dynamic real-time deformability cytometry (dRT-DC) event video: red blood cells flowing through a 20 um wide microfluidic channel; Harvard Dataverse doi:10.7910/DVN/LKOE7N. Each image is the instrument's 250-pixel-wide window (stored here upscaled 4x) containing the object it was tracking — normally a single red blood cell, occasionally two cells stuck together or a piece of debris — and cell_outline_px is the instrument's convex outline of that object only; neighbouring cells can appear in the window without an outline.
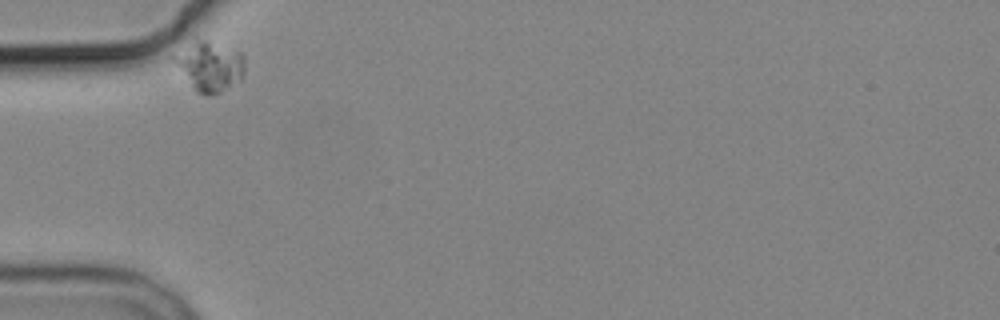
{"species": "common noctule bat (a hibernating species)", "species_latin": "Nyctalus noctula", "temperature_condition": "cold", "stored_images_in_passage": 2, "camera_frame_rate_fps": 3000, "um_per_image_px": 0.085, "animal": {"sex": "male", "body_mass_g": 19.2, "forearm_length_mm": 51.8}, "frame": {"image": 1, "passage_image": 1, "time_ms": 0.0, "image_size_px": [1000, 320], "cell_outline_px": [[244, 76], [240, 80], [220, 92], [204, 96], [196, 92], [192, 88], [172, 60], [172, 56], [196, 40], [204, 40], [240, 52], [244, 56]], "centroid_in_image_um": [17.82, 5.66], "position_along_channel_um": 67.2, "area_um2": 20.11}}
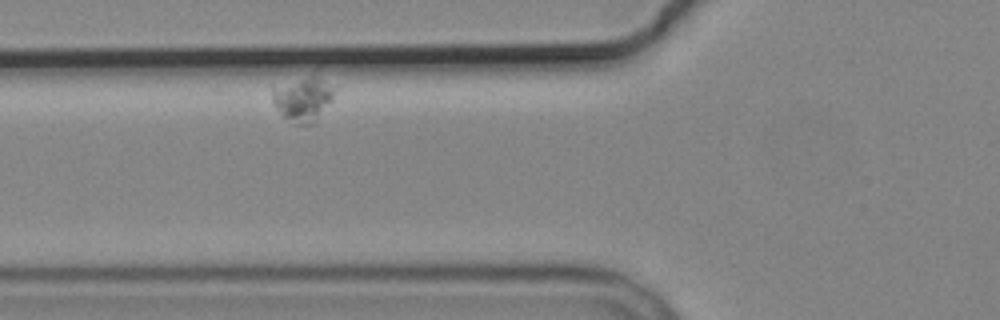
{"frame": {"image": 2, "passage_image": 2, "time_ms": 1.333, "image_size_px": [1000, 320], "cell_outline_px": [[336, 88], [332, 100], [316, 124], [296, 124], [284, 116], [276, 108], [272, 100], [272, 84], [312, 76]], "centroid_in_image_um": [25.73, 8.44], "position_along_channel_um": 100.1, "area_um2": 16.13}}